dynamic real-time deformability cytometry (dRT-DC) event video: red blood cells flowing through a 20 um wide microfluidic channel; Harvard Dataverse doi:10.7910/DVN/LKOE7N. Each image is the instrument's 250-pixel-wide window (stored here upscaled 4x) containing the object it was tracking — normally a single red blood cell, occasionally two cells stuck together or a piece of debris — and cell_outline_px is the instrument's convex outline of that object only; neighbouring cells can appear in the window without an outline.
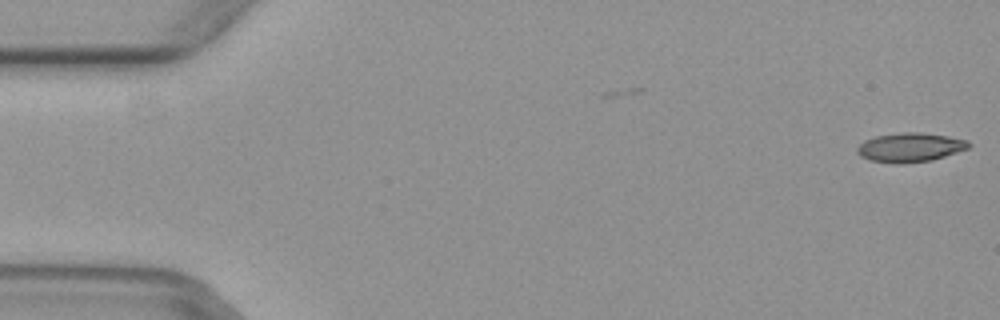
{"species": "common noctule bat (a hibernating species)", "species_latin": "Nyctalus noctula", "temperature_condition": "warm", "stored_images_in_passage": 2, "camera_frame_rate_fps": 3000, "um_per_image_px": 0.085, "animal": {"sex": "female", "body_mass_g": 29.2, "forearm_length_mm": 56.3}, "frame": {"image": 1, "passage_image": 2, "time_ms": 0.333, "image_size_px": [1000, 320], "cell_outline_px": [[972, 144], [968, 148], [932, 160], [904, 164], [896, 164], [868, 160], [860, 156], [856, 152], [856, 148], [864, 140], [876, 136], [904, 132], [920, 132], [948, 136], [968, 140]], "centroid_in_image_um": [77.33, 12.53], "position_along_channel_um": 7.7, "area_um2": 19.07}}